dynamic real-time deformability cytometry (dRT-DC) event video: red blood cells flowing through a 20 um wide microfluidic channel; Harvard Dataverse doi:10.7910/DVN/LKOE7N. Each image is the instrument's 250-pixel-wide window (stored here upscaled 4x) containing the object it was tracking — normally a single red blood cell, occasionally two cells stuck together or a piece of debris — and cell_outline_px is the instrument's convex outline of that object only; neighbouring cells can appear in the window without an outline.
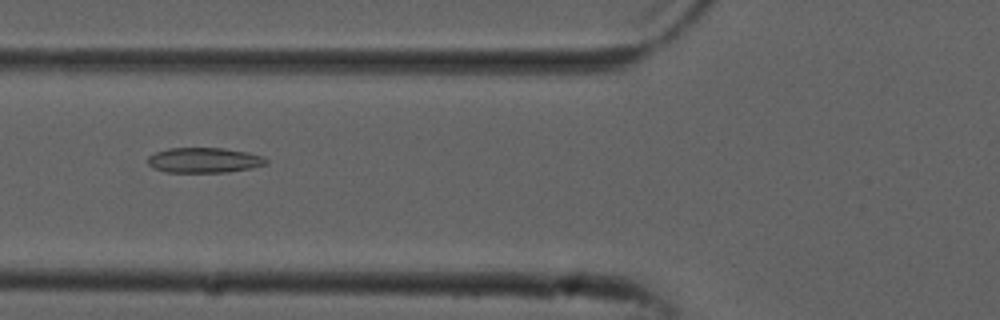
{"species": "common noctule bat (a hibernating species)", "species_latin": "Nyctalus noctula", "temperature_condition": "cold", "stored_images_in_passage": 53, "camera_frame_rate_fps": 3000, "um_per_image_px": 0.085, "animal": {"sex": "male", "forearm_length_mm": 52.5}, "frame": {"image": 1, "passage_image": 20, "time_ms": 6.333, "image_size_px": [1000, 320], "cell_outline_px": [[268, 164], [252, 168], [228, 172], [168, 172], [152, 168], [148, 164], [148, 156], [156, 152], [168, 148], [224, 148], [248, 152], [264, 156], [268, 160]], "centroid_in_image_um": [17.38, 13.61], "position_along_channel_um": 108.4, "area_um2": 17.51}}
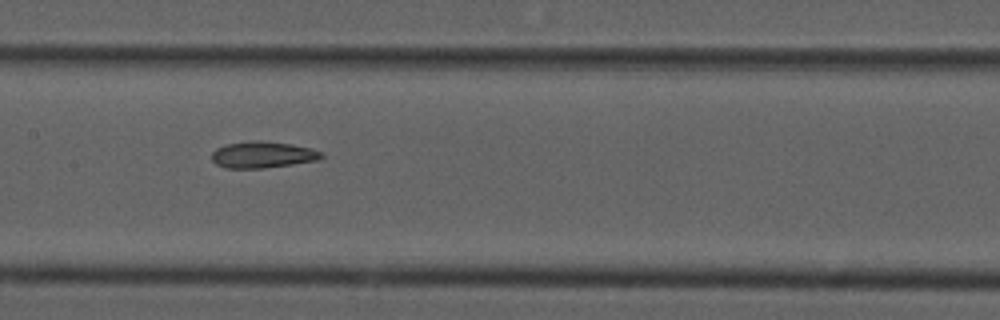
{"frame": {"image": 2, "passage_image": 26, "time_ms": 8.333, "image_size_px": [1000, 320], "cell_outline_px": [[324, 156], [320, 160], [264, 168], [224, 168], [216, 164], [212, 160], [212, 152], [216, 148], [228, 144], [256, 140], [260, 140], [292, 144], [312, 148], [324, 152]], "centroid_in_image_um": [22.37, 13.15], "position_along_channel_um": 185.0, "area_um2": 17.05}}
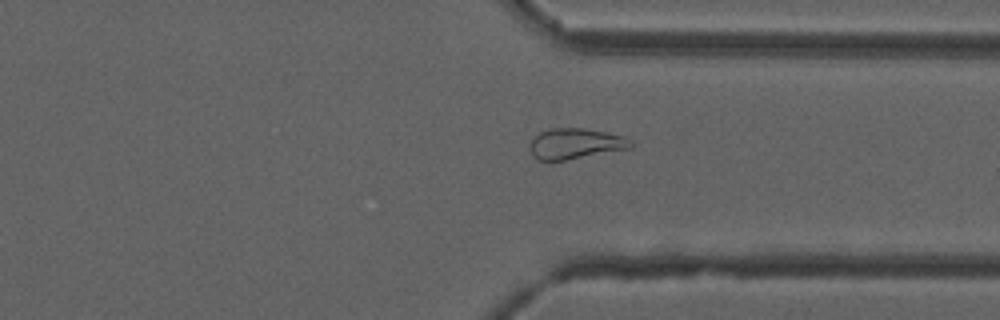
{"frame": {"image": 3, "passage_image": 40, "time_ms": 13.0, "image_size_px": [1000, 320], "cell_outline_px": [[632, 148], [564, 160], [540, 160], [528, 148], [528, 144], [540, 132], [552, 128], [584, 128], [604, 132], [620, 136], [632, 140]], "centroid_in_image_um": [48.9, 12.2], "position_along_channel_um": 362.5, "area_um2": 17.69}, "authors_computed_cell_mechanics": {"area_um2": 19.4786, "velocity_mm_per_s": 3.812, "shape_relaxation_time_tau1_ms": null, "shape_relaxation_time_tau2_ms": 4.1427, "deformation_change_tau1": null, "deformation_change_tau2": 0.109}}